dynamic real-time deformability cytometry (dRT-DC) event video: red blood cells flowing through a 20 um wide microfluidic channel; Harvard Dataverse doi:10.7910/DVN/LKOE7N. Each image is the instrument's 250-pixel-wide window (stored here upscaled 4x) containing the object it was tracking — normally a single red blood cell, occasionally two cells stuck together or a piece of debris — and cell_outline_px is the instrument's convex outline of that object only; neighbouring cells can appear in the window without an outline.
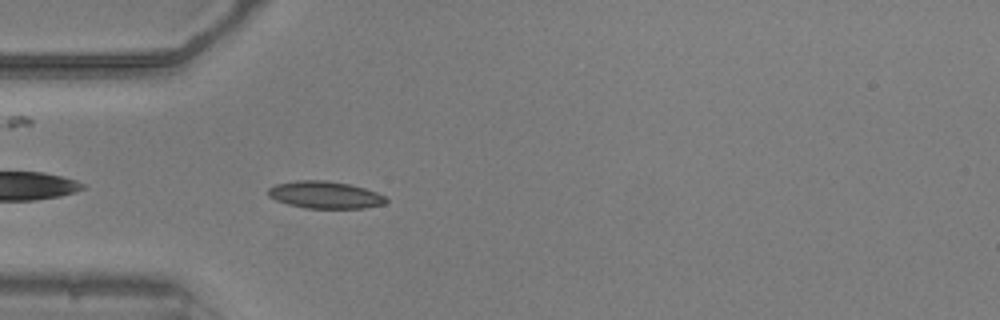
{"species": "common noctule bat (a hibernating species)", "species_latin": "Nyctalus noctula", "temperature_condition": "warm", "stored_images_in_passage": 35, "camera_frame_rate_fps": 3000, "um_per_image_px": 0.085, "animal": {"sex": "male", "body_mass_g": 20.5, "forearm_length_mm": 52.5}, "frame": {"image": 1, "passage_image": 3, "time_ms": 0.667, "image_size_px": [1000, 320], "cell_outline_px": [[388, 200], [384, 204], [364, 208], [304, 208], [288, 204], [276, 200], [268, 196], [268, 188], [276, 184], [300, 180], [324, 180], [348, 184], [364, 188], [376, 192], [384, 196]], "centroid_in_image_um": [27.61, 16.57], "position_along_channel_um": 57.4, "area_um2": 18.55}}
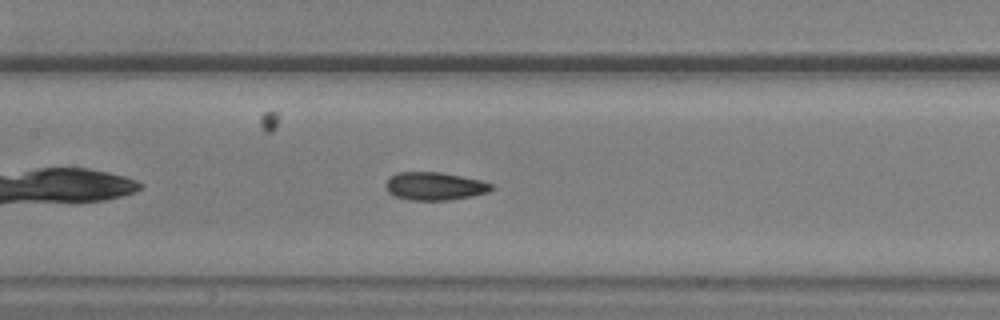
{"frame": {"image": 2, "passage_image": 12, "time_ms": 3.667, "image_size_px": [1000, 320], "cell_outline_px": [[492, 188], [488, 192], [472, 196], [448, 200], [408, 200], [392, 196], [388, 192], [384, 184], [388, 176], [396, 172], [444, 172], [480, 180], [492, 184]], "centroid_in_image_um": [36.87, 15.82], "position_along_channel_um": 170.5, "area_um2": 17.51}}
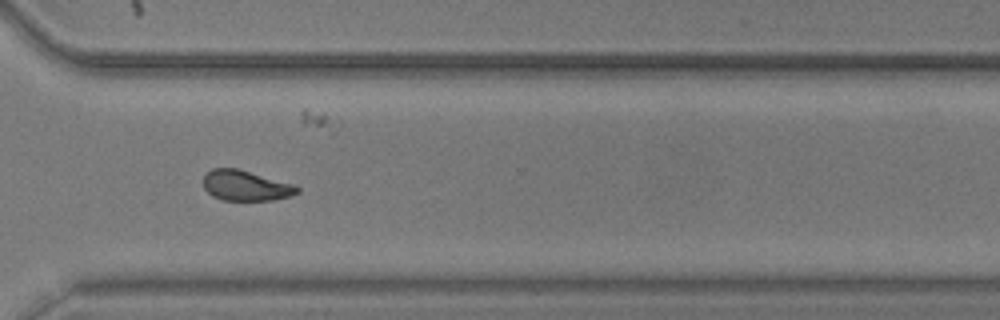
{"frame": {"image": 3, "passage_image": 26, "time_ms": 8.333, "image_size_px": [1000, 320], "cell_outline_px": [[300, 192], [292, 196], [272, 200], [224, 200], [212, 196], [204, 188], [204, 176], [212, 168], [236, 168], [292, 184], [300, 188]], "centroid_in_image_um": [20.89, 15.79], "position_along_channel_um": 349.7, "area_um2": 16.42}, "authors_computed_cell_mechanics": {"area_um2": 17.2822, "velocity_mm_per_s": 3.8515, "shape_relaxation_time_tau1_ms": null, "shape_relaxation_time_tau2_ms": 1.331, "deformation_change_tau1": null, "deformation_change_tau2": 0.0668}}